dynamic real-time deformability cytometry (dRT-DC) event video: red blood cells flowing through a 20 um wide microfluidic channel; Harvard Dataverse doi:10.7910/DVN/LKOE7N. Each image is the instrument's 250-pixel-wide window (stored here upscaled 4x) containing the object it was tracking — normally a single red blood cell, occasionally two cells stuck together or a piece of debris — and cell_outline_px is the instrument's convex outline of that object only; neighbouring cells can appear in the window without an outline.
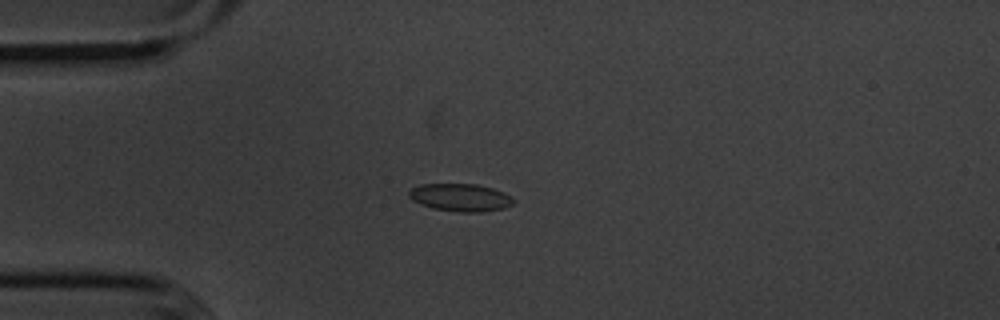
{"species": "common noctule bat (a hibernating species)", "species_latin": "Nyctalus noctula", "temperature_condition": "cold", "stored_images_in_passage": 42, "camera_frame_rate_fps": 3000, "um_per_image_px": 0.085, "animal": {"sex": "male", "body_mass_g": 20.1, "forearm_length_mm": 53.5}, "frame": {"image": 1, "passage_image": 1, "time_ms": 0.0, "image_size_px": [1000, 320], "cell_outline_px": [[516, 200], [512, 204], [504, 208], [480, 212], [460, 212], [432, 208], [420, 204], [412, 200], [408, 196], [408, 192], [412, 188], [420, 184], [476, 184], [492, 188], [504, 192], [512, 196]], "centroid_in_image_um": [39.14, 16.78], "position_along_channel_um": 45.9, "area_um2": 16.94}}
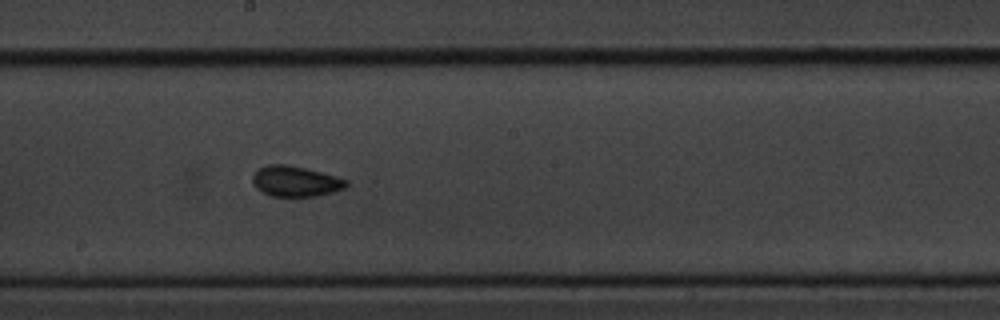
{"frame": {"image": 2, "passage_image": 17, "time_ms": 5.333, "image_size_px": [1000, 320], "cell_outline_px": [[348, 184], [344, 188], [332, 192], [316, 196], [272, 196], [256, 188], [252, 184], [252, 176], [256, 168], [268, 164], [288, 164], [336, 176], [348, 180]], "centroid_in_image_um": [25.07, 15.39], "position_along_channel_um": 223.1, "area_um2": 16.7}}
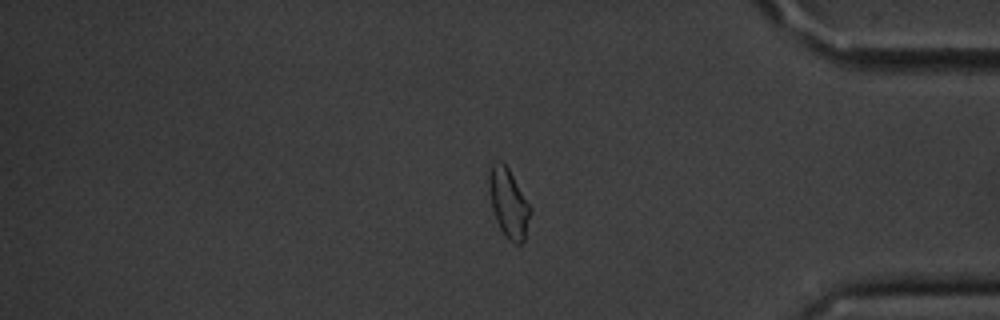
{"frame": {"image": 3, "passage_image": 33, "time_ms": 10.667, "image_size_px": [1000, 320], "cell_outline_px": [[532, 212], [524, 240], [520, 244], [516, 244], [500, 228], [496, 220], [492, 208], [488, 184], [488, 176], [492, 164], [504, 164], [508, 168], [532, 208]], "centroid_in_image_um": [43.25, 17.28], "position_along_channel_um": 391.9, "area_um2": 16.18}, "authors_computed_cell_mechanics": {"area_um2": 16.3285, "velocity_mm_per_s": 3.6136, "shape_relaxation_time_tau1_ms": 2.445, "shape_relaxation_time_tau2_ms": 2.1028, "deformation_change_tau1": 0.0795, "deformation_change_tau2": 0.0525}}